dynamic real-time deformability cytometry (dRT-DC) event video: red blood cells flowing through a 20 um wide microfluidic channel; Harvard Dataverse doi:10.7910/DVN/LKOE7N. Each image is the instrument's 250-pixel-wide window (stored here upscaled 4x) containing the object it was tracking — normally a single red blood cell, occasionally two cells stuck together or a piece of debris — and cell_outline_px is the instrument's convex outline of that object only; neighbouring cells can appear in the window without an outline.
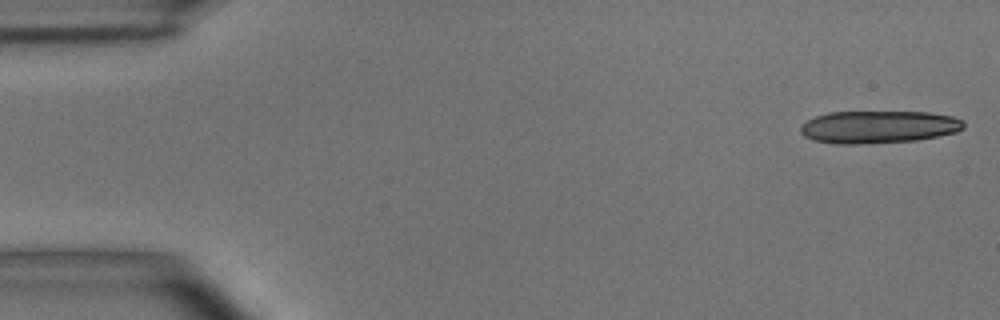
{"species": "common noctule bat (a hibernating species)", "species_latin": "Nyctalus noctula", "temperature_condition": "room temperature", "stored_images_in_passage": 16, "camera_frame_rate_fps": 3000, "um_per_image_px": 0.085, "animal": {"sex": "male", "body_mass_g": 15.6}, "frame": {"image": 1, "passage_image": 1, "time_ms": 0.0, "image_size_px": [1000, 320], "cell_outline_px": [[964, 128], [956, 132], [916, 140], [856, 144], [836, 144], [812, 140], [804, 136], [800, 132], [800, 128], [808, 120], [816, 116], [828, 112], [928, 112], [952, 116], [964, 120]], "centroid_in_image_um": [74.67, 10.79], "position_along_channel_um": 10.3, "area_um2": 30.87}}